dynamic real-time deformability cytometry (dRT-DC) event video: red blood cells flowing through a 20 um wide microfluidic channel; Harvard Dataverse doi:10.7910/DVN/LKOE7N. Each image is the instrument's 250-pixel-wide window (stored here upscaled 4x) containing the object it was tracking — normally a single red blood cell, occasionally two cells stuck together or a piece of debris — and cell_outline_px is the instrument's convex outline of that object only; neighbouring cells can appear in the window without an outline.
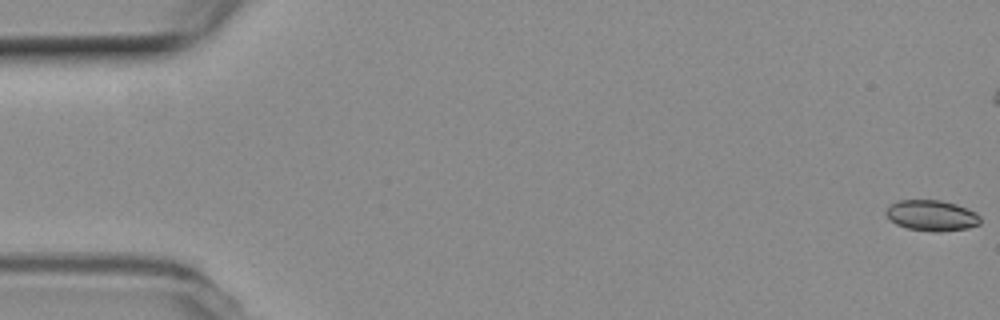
{"species": "common noctule bat (a hibernating species)", "species_latin": "Nyctalus noctula", "temperature_condition": "room temperature", "stored_images_in_passage": 56, "camera_frame_rate_fps": 3000, "um_per_image_px": 0.085, "animal": {"sex": "female", "body_mass_g": 19.3, "forearm_length_mm": 54.1}, "frame": {"image": 1, "passage_image": 1, "time_ms": 0.0, "image_size_px": [1000, 320], "cell_outline_px": [[980, 224], [968, 228], [940, 232], [932, 232], [908, 228], [896, 224], [888, 220], [884, 212], [892, 204], [900, 200], [940, 200], [956, 204], [968, 208], [976, 212], [980, 216]], "centroid_in_image_um": [79.2, 18.32], "position_along_channel_um": 5.8, "area_um2": 17.05}}
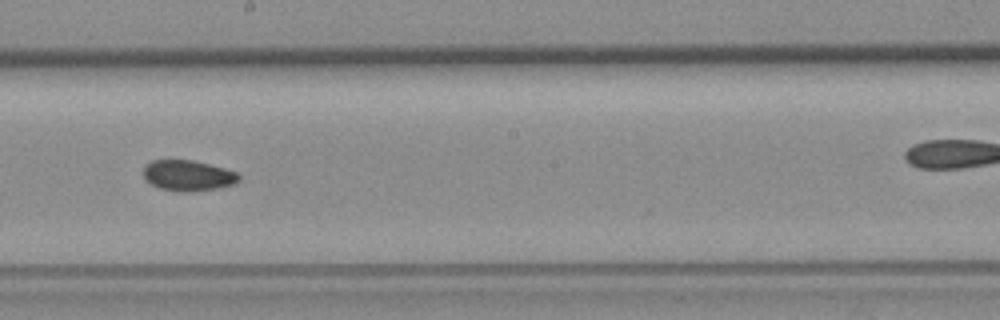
{"frame": {"image": 2, "passage_image": 31, "time_ms": 10.0, "image_size_px": [1000, 320], "cell_outline_px": [[240, 180], [232, 184], [216, 188], [188, 192], [184, 192], [160, 188], [144, 180], [144, 164], [152, 160], [192, 160], [224, 168], [236, 172], [240, 176]], "centroid_in_image_um": [15.95, 14.91], "position_along_channel_um": 232.3, "area_um2": 16.94}}
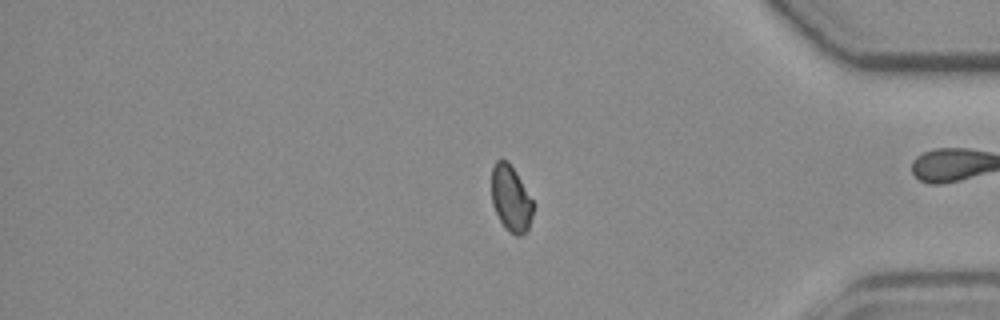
{"frame": {"image": 3, "passage_image": 46, "time_ms": 15.0, "image_size_px": [1000, 320], "cell_outline_px": [[536, 204], [528, 228], [520, 236], [516, 236], [508, 232], [504, 228], [492, 204], [492, 168], [496, 160], [508, 160], [516, 172]], "centroid_in_image_um": [43.45, 16.89], "position_along_channel_um": 391.8, "area_um2": 16.24}, "authors_computed_cell_mechanics": {"area_um2": 17.1088, "velocity_mm_per_s": 3.7389, "shape_relaxation_time_tau1_ms": null, "shape_relaxation_time_tau2_ms": 5.5967, "deformation_change_tau1": null, "deformation_change_tau2": 0.0619}}